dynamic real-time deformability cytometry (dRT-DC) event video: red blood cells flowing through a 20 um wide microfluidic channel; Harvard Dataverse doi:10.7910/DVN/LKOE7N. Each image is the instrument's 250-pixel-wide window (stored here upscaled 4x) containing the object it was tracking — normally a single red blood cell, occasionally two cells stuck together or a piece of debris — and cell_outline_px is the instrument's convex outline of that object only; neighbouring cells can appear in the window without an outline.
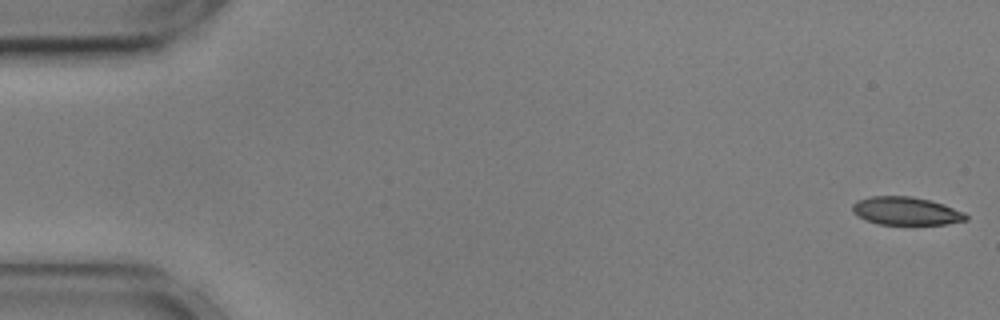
{"species": "common noctule bat (a hibernating species)", "species_latin": "Nyctalus noctula", "temperature_condition": "cold", "stored_images_in_passage": 8, "camera_frame_rate_fps": 3000, "um_per_image_px": 0.085, "animal": {"sex": "male", "body_mass_g": 17.9, "forearm_length_mm": 54.2}, "frame": {"image": 1, "passage_image": 1, "time_ms": 0.0, "image_size_px": [1000, 320], "cell_outline_px": [[968, 220], [948, 224], [880, 224], [868, 220], [852, 212], [852, 204], [856, 200], [872, 196], [912, 196], [944, 204], [964, 212], [968, 216]], "centroid_in_image_um": [77.03, 17.93], "position_along_channel_um": 8.0, "area_um2": 18.5}}